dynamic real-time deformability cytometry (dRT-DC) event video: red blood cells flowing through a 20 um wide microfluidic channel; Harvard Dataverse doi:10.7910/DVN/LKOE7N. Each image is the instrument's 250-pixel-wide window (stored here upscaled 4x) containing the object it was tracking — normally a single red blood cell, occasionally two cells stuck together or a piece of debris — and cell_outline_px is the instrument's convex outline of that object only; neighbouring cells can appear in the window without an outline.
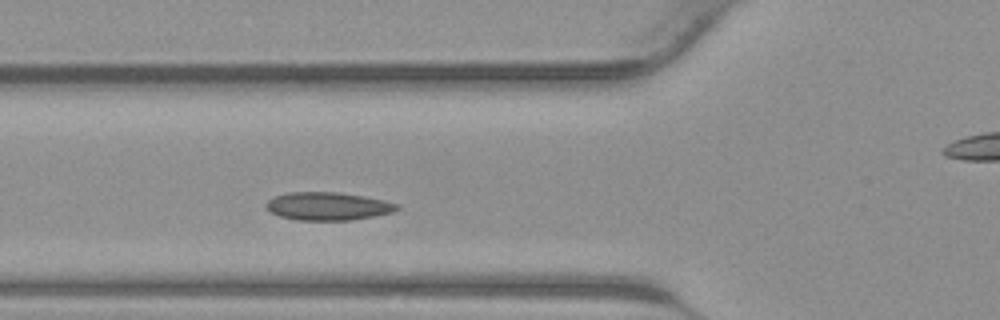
{"species": "common noctule bat (a hibernating species)", "species_latin": "Nyctalus noctula", "temperature_condition": "warm", "stored_images_in_passage": 32, "camera_frame_rate_fps": 3000, "um_per_image_px": 0.085, "animal": {"sex": "male", "body_mass_g": 23.1, "forearm_length_mm": 52.7}, "frame": {"image": 1, "passage_image": 8, "time_ms": 2.333, "image_size_px": [1000, 320], "cell_outline_px": [[400, 208], [392, 212], [352, 220], [296, 220], [280, 216], [272, 212], [264, 204], [268, 200], [276, 196], [288, 192], [336, 192], [364, 196], [384, 200], [400, 204]], "centroid_in_image_um": [27.89, 17.52], "position_along_channel_um": 97.9, "area_um2": 21.27}}
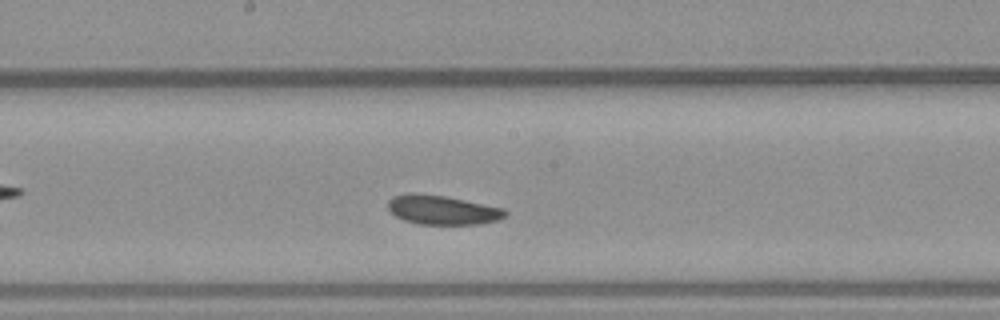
{"frame": {"image": 2, "passage_image": 15, "time_ms": 4.667, "image_size_px": [1000, 320], "cell_outline_px": [[508, 212], [504, 216], [496, 220], [476, 224], [420, 224], [404, 220], [396, 216], [388, 208], [388, 200], [392, 196], [408, 192], [416, 192], [444, 196], [504, 208]], "centroid_in_image_um": [37.55, 17.82], "position_along_channel_um": 210.6, "area_um2": 19.88}}
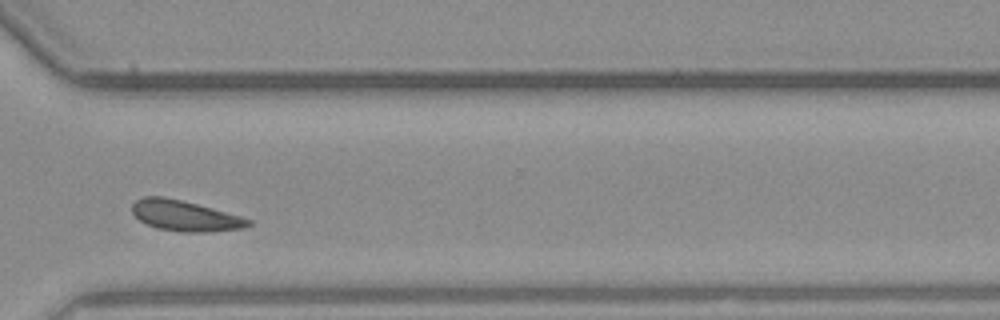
{"frame": {"image": 3, "passage_image": 24, "time_ms": 7.667, "image_size_px": [1000, 320], "cell_outline_px": [[252, 224], [244, 228], [212, 232], [184, 232], [156, 228], [144, 224], [132, 212], [132, 204], [136, 200], [144, 196], [164, 196], [212, 208], [240, 216], [252, 220]], "centroid_in_image_um": [15.71, 18.35], "position_along_channel_um": 354.9, "area_um2": 20.75}}